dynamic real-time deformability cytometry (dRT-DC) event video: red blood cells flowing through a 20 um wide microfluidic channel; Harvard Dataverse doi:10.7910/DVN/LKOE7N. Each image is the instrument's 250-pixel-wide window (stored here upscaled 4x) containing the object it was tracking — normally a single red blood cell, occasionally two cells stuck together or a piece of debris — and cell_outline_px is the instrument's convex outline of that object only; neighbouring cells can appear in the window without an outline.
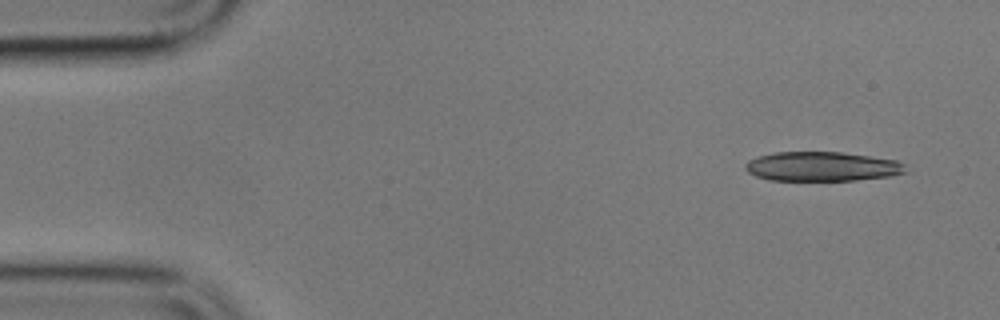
{"species": "common noctule bat (a hibernating species)", "species_latin": "Nyctalus noctula", "temperature_condition": "cold", "stored_images_in_passage": 4, "camera_frame_rate_fps": 3000, "um_per_image_px": 0.085, "animal": {"sex": "male", "body_mass_g": 17.9}, "frame": {"image": 1, "passage_image": 1, "time_ms": 0.0, "image_size_px": [1000, 320], "cell_outline_px": [[912, 172], [892, 176], [856, 180], [768, 180], [756, 176], [748, 172], [744, 168], [744, 164], [748, 160], [756, 156], [772, 152], [840, 152], [896, 160], [908, 164]], "centroid_in_image_um": [69.93, 14.15], "position_along_channel_um": 15.1, "area_um2": 27.98}}